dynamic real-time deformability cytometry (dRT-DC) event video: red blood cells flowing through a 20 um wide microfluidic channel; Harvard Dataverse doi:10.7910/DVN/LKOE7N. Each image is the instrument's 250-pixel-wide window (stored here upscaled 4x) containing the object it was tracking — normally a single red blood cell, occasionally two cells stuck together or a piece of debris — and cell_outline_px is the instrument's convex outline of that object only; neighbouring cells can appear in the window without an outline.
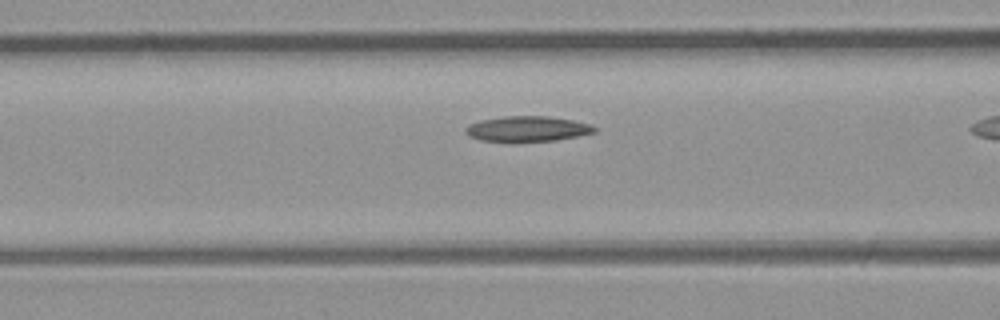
{"species": "common noctule bat (a hibernating species)", "species_latin": "Nyctalus noctula", "temperature_condition": "room temperature", "stored_images_in_passage": 6, "camera_frame_rate_fps": 3000, "um_per_image_px": 0.085, "animal": {"sex": "male", "body_mass_g": 23.1, "forearm_length_mm": 52.7}, "frame": {"image": 1, "passage_image": 5, "time_ms": 1.333, "image_size_px": [1000, 320], "cell_outline_px": [[596, 132], [556, 140], [480, 140], [468, 136], [464, 132], [464, 128], [468, 124], [480, 120], [504, 116], [548, 116], [572, 120], [592, 124], [596, 128]], "centroid_in_image_um": [44.81, 10.92], "position_along_channel_um": 121.8, "area_um2": 18.73}}